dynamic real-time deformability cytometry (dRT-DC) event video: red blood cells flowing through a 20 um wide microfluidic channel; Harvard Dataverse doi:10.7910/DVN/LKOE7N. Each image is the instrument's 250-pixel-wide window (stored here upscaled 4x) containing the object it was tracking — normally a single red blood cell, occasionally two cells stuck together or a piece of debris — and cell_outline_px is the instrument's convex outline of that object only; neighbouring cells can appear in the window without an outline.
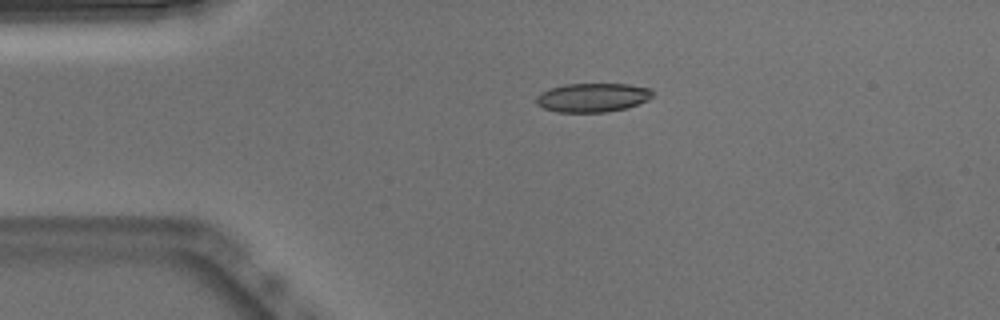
{"species": "Egyptian fruit bat (a non-hibernating species)", "species_latin": "Rousettus aegyptiacus", "temperature_condition": "warm", "stored_images_in_passage": 42, "camera_frame_rate_fps": 3000, "um_per_image_px": 0.085, "animal": {"sex": "male"}, "frame": {"image": 1, "passage_image": 1, "time_ms": 0.0, "image_size_px": [1000, 320], "cell_outline_px": [[652, 96], [648, 100], [628, 108], [604, 112], [556, 112], [544, 108], [536, 104], [536, 96], [540, 92], [564, 84], [628, 84], [652, 88]], "centroid_in_image_um": [50.37, 8.29], "position_along_channel_um": 34.6, "area_um2": 19.71}}
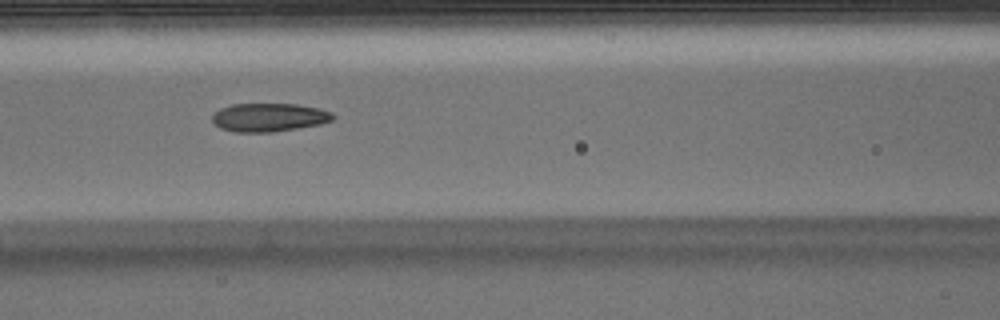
{"frame": {"image": 2, "passage_image": 12, "time_ms": 3.667, "image_size_px": [1000, 320], "cell_outline_px": [[336, 116], [332, 120], [320, 124], [272, 132], [236, 132], [220, 128], [212, 120], [212, 116], [220, 108], [232, 104], [300, 104], [332, 112]], "centroid_in_image_um": [22.87, 9.97], "position_along_channel_um": 143.7, "area_um2": 19.88}}
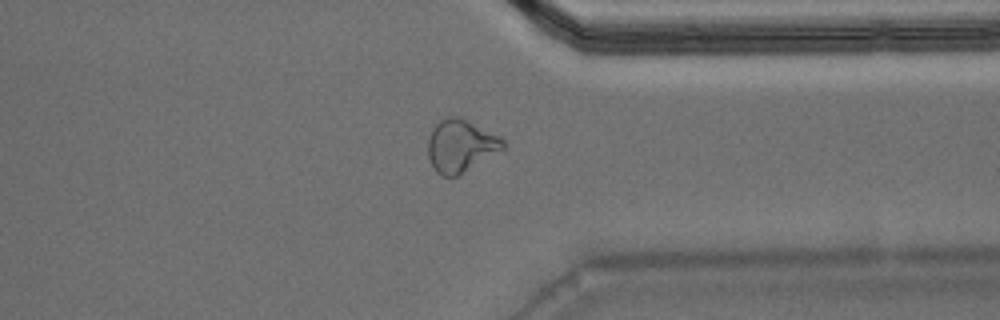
{"frame": {"image": 3, "passage_image": 30, "time_ms": 9.667, "image_size_px": [1000, 320], "cell_outline_px": [[504, 148], [456, 176], [440, 176], [436, 172], [428, 156], [428, 140], [432, 128], [440, 120], [448, 116], [460, 116], [500, 136], [504, 140]], "centroid_in_image_um": [39.13, 12.36], "position_along_channel_um": 372.3, "area_um2": 22.72}, "authors_computed_cell_mechanics": {"area_um2": 20.7791, "velocity_mm_per_s": 3.8638, "shape_relaxation_time_tau1_ms": 7.6137, "shape_relaxation_time_tau2_ms": 2.1218, "deformation_change_tau1": 0.2184, "deformation_change_tau2": 0.0977}}